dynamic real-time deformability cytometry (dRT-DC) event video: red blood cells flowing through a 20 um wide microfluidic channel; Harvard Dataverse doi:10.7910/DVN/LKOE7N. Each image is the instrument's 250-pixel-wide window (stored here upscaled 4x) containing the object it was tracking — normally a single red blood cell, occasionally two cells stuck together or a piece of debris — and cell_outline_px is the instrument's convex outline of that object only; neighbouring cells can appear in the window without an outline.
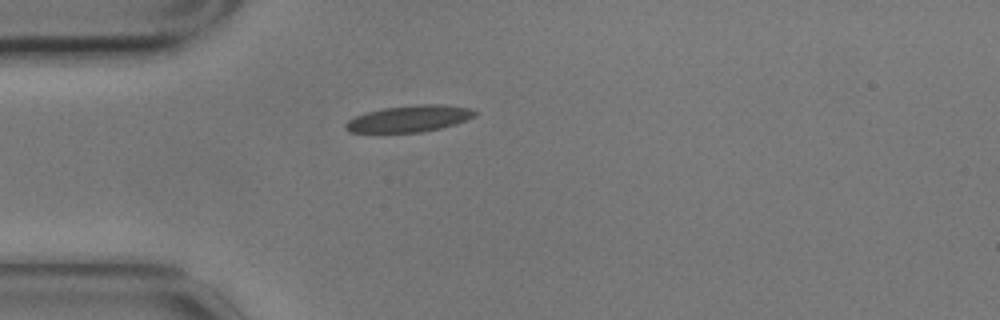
{"species": "common noctule bat (a hibernating species)", "species_latin": "Nyctalus noctula", "temperature_condition": "cold", "stored_images_in_passage": 1, "camera_frame_rate_fps": 3000, "um_per_image_px": 0.085, "animal": {"sex": "male", "body_mass_g": 17.9}, "frame": {"image": 1, "passage_image": 1, "time_ms": 0.0, "image_size_px": [1000, 320], "cell_outline_px": [[476, 116], [456, 124], [440, 128], [420, 132], [348, 132], [344, 128], [344, 124], [348, 120], [356, 116], [368, 112], [384, 108], [420, 104], [440, 104], [468, 108], [476, 112]], "centroid_in_image_um": [34.78, 10.09], "position_along_channel_um": 50.2, "area_um2": 19.77}}